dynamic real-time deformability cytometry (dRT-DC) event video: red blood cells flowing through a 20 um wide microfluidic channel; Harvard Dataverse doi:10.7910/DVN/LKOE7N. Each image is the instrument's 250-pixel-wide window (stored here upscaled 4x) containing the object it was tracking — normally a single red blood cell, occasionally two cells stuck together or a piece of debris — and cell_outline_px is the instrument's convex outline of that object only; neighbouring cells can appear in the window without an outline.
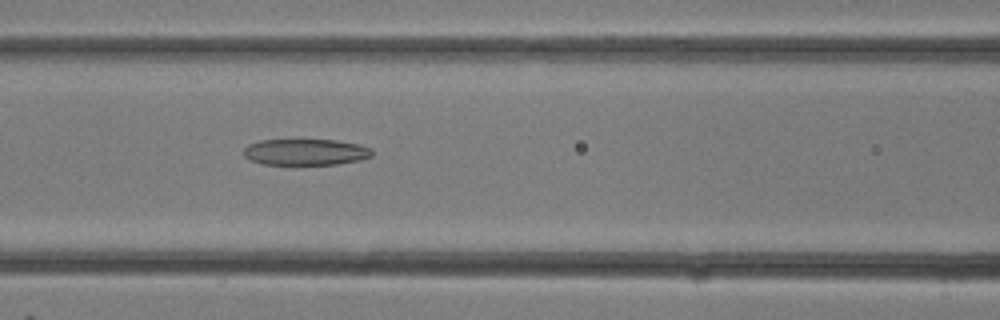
{"species": "common noctule bat (a hibernating species)", "species_latin": "Nyctalus noctula", "temperature_condition": "room temperature", "stored_images_in_passage": 12, "camera_frame_rate_fps": 3000, "um_per_image_px": 0.085, "animal": {"sex": "female"}, "frame": {"image": 1, "passage_image": 12, "time_ms": 3.667, "image_size_px": [1000, 320], "cell_outline_px": [[372, 156], [360, 160], [336, 164], [264, 164], [252, 160], [244, 156], [244, 148], [248, 144], [260, 140], [336, 140], [360, 144], [372, 148]], "centroid_in_image_um": [26.0, 12.91], "position_along_channel_um": 140.6, "area_um2": 19.59}}